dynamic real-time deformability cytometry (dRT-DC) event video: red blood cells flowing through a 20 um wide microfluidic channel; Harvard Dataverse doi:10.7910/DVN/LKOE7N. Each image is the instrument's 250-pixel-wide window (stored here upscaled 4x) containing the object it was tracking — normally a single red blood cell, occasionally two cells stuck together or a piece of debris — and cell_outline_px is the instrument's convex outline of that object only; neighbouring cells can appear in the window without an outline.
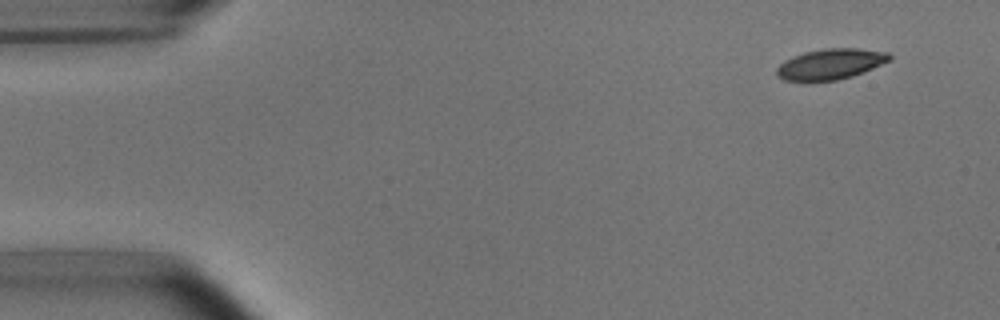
{"species": "common noctule bat (a hibernating species)", "species_latin": "Nyctalus noctula", "temperature_condition": "room temperature", "stored_images_in_passage": 5, "camera_frame_rate_fps": 3000, "um_per_image_px": 0.085, "animal": {"sex": "male", "body_mass_g": 15.6}, "frame": {"image": 1, "passage_image": 1, "time_ms": 0.0, "image_size_px": [1000, 320], "cell_outline_px": [[892, 60], [852, 76], [836, 80], [808, 84], [804, 84], [784, 80], [776, 76], [776, 68], [784, 60], [792, 56], [804, 52], [824, 48], [856, 48], [888, 52], [892, 56]], "centroid_in_image_um": [70.52, 5.48], "position_along_channel_um": 14.5, "area_um2": 20.87}}
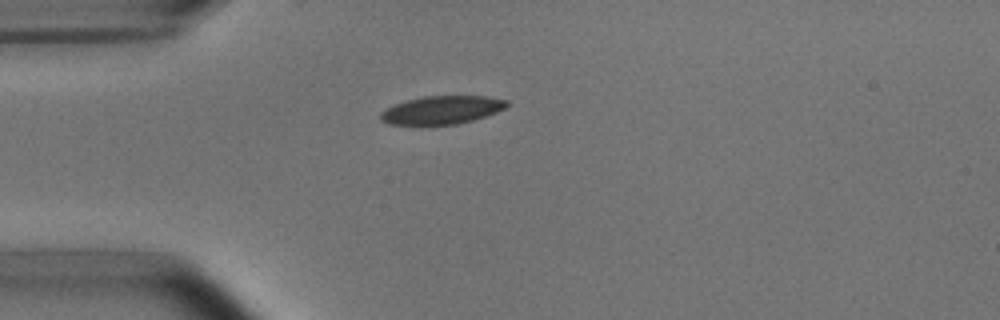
{"frame": {"image": 2, "passage_image": 4, "time_ms": 3.333, "image_size_px": [1000, 320], "cell_outline_px": [[512, 104], [496, 112], [472, 120], [456, 124], [388, 124], [380, 120], [380, 112], [396, 104], [408, 100], [424, 96], [484, 96], [508, 100]], "centroid_in_image_um": [37.58, 9.34], "position_along_channel_um": 47.4, "area_um2": 20.46}}